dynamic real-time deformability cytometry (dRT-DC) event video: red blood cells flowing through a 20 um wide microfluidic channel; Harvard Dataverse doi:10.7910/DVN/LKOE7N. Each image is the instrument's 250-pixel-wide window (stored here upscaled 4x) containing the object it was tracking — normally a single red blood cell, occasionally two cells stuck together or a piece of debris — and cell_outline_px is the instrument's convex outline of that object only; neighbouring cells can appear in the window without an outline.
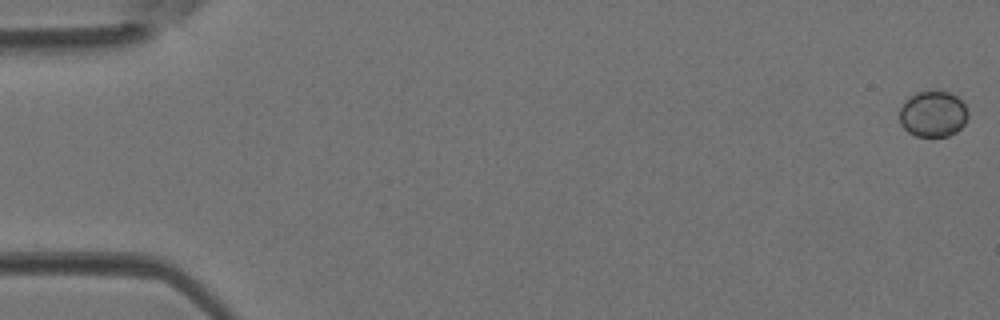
{"species": "Egyptian fruit bat (a non-hibernating species)", "species_latin": "Rousettus aegyptiacus", "temperature_condition": "room temperature", "stored_images_in_passage": 44, "camera_frame_rate_fps": 3000, "um_per_image_px": 0.085, "animal": {"sex": "female"}, "frame": {"image": 1, "passage_image": 1, "time_ms": 0.0, "image_size_px": [1000, 320], "cell_outline_px": [[968, 116], [964, 124], [956, 132], [948, 136], [916, 136], [908, 132], [900, 124], [900, 104], [908, 96], [916, 92], [932, 88], [940, 88], [956, 96], [964, 104], [968, 112]], "centroid_in_image_um": [79.28, 9.63], "position_along_channel_um": 5.7, "area_um2": 18.96}}
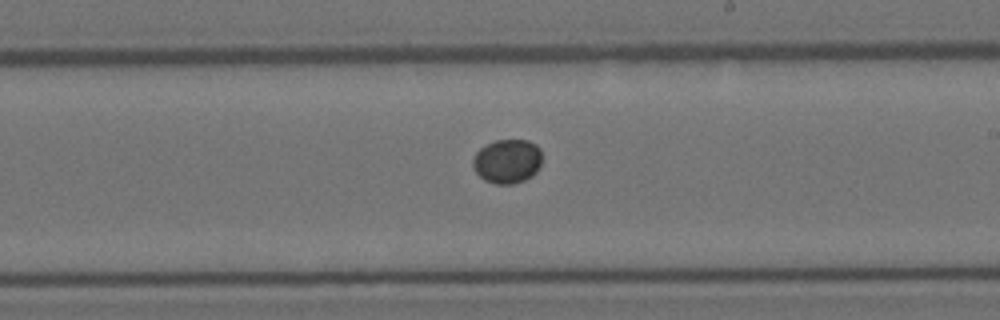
{"frame": {"image": 2, "passage_image": 26, "time_ms": 8.333, "image_size_px": [1000, 320], "cell_outline_px": [[540, 164], [536, 172], [532, 176], [524, 180], [512, 184], [496, 184], [484, 180], [476, 172], [472, 164], [472, 160], [476, 152], [480, 148], [496, 140], [528, 140], [536, 144], [540, 148]], "centroid_in_image_um": [43.11, 13.7], "position_along_channel_um": 245.9, "area_um2": 17.74}}
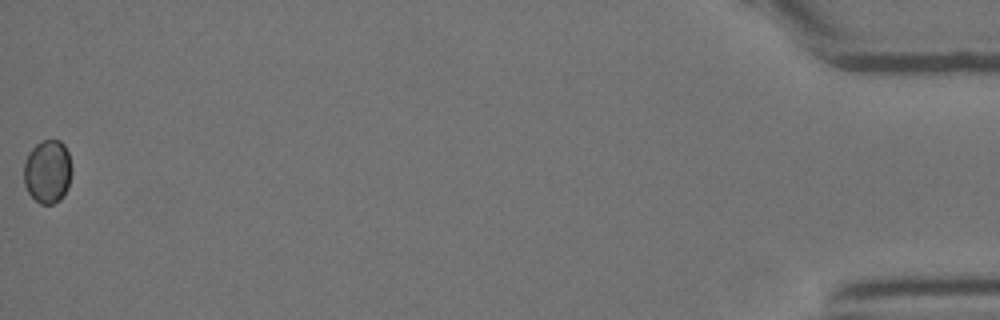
{"frame": {"image": 3, "passage_image": 44, "time_ms": 14.333, "image_size_px": [1000, 320], "cell_outline_px": [[72, 172], [68, 188], [60, 200], [52, 204], [40, 204], [28, 192], [24, 184], [24, 164], [28, 152], [36, 144], [44, 140], [60, 140], [64, 144], [68, 152], [72, 168]], "centroid_in_image_um": [4.06, 14.58], "position_along_channel_um": 431.1, "area_um2": 17.86}}